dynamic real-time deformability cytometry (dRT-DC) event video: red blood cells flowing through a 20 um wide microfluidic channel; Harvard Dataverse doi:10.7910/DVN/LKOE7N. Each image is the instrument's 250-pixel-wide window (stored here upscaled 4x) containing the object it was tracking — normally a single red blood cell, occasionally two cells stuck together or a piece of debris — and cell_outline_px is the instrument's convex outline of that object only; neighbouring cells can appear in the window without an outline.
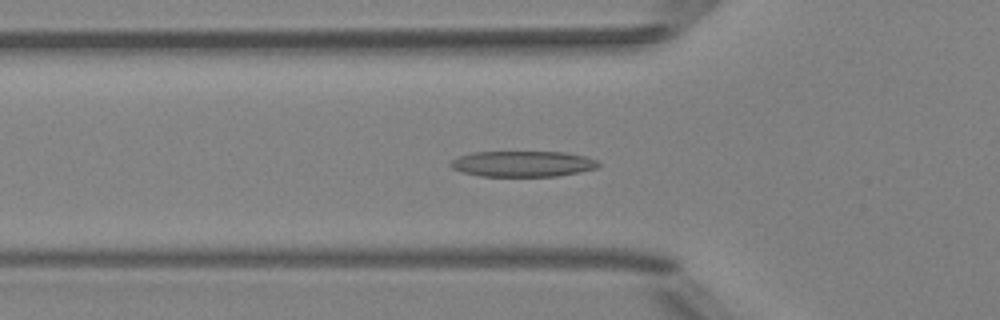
{"species": "Egyptian fruit bat (a non-hibernating species)", "species_latin": "Rousettus aegyptiacus", "temperature_condition": "room temperature", "stored_images_in_passage": 53, "camera_frame_rate_fps": 3000, "um_per_image_px": 0.085, "animal": {"sex": "female"}, "frame": {"image": 1, "passage_image": 18, "time_ms": 5.667, "image_size_px": [1000, 320], "cell_outline_px": [[600, 164], [596, 168], [556, 176], [480, 176], [464, 172], [452, 168], [448, 164], [452, 160], [460, 156], [472, 152], [564, 152], [584, 156], [596, 160]], "centroid_in_image_um": [44.4, 13.92], "position_along_channel_um": 81.4, "area_um2": 21.96}}
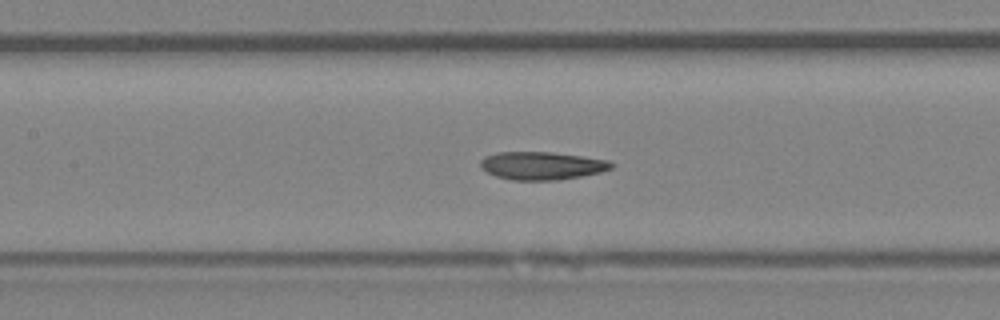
{"frame": {"image": 2, "passage_image": 24, "time_ms": 7.667, "image_size_px": [1000, 320], "cell_outline_px": [[616, 164], [612, 168], [600, 172], [580, 176], [556, 180], [512, 180], [496, 176], [488, 172], [480, 164], [480, 160], [484, 156], [496, 152], [552, 152], [608, 160]], "centroid_in_image_um": [46.06, 14.07], "position_along_channel_um": 161.3, "area_um2": 21.21}}
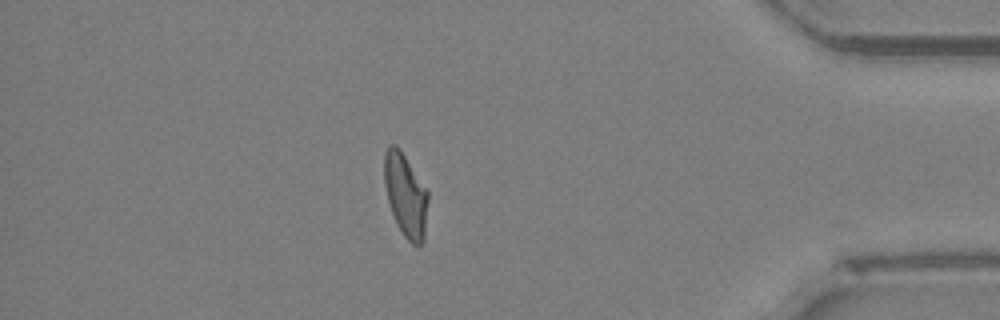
{"frame": {"image": 3, "passage_image": 45, "time_ms": 14.667, "image_size_px": [1000, 320], "cell_outline_px": [[428, 200], [424, 240], [420, 244], [412, 244], [404, 236], [396, 224], [388, 200], [384, 184], [384, 152], [388, 144], [396, 144], [400, 148], [428, 192]], "centroid_in_image_um": [34.46, 16.56], "position_along_channel_um": 400.7, "area_um2": 21.21}, "authors_computed_cell_mechanics": {"area_um2": 21.5016, "velocity_mm_per_s": 3.9924, "shape_relaxation_time_tau1_ms": 7.2755, "shape_relaxation_time_tau2_ms": 1.4276, "deformation_change_tau1": 0.2142, "deformation_change_tau2": 0.0856}}